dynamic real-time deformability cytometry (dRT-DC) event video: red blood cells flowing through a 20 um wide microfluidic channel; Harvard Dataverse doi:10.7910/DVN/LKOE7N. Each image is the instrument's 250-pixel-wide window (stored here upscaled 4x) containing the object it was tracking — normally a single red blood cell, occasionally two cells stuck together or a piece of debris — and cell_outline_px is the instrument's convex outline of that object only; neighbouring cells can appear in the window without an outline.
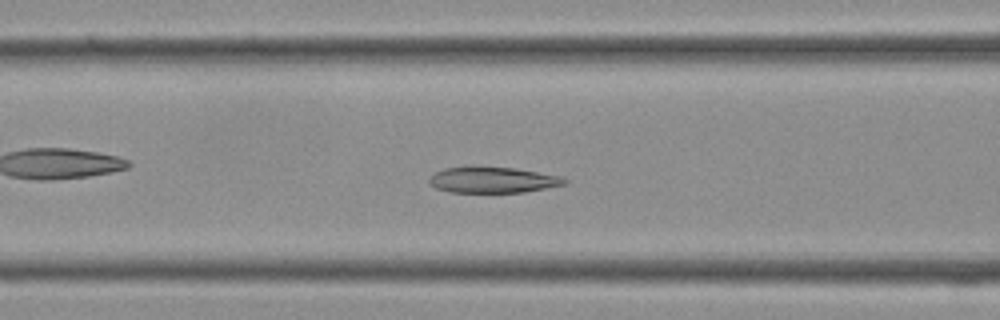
{"species": "Egyptian fruit bat (a non-hibernating species)", "species_latin": "Rousettus aegyptiacus", "temperature_condition": "cold", "stored_images_in_passage": 12, "camera_frame_rate_fps": 3000, "um_per_image_px": 0.085, "frame": {"image": 1, "passage_image": 10, "time_ms": 3.0, "image_size_px": [1000, 320], "cell_outline_px": [[568, 184], [524, 192], [448, 192], [436, 188], [428, 184], [428, 180], [436, 172], [444, 168], [516, 168], [564, 176], [568, 180]], "centroid_in_image_um": [41.96, 15.31], "position_along_channel_um": 124.6, "area_um2": 20.23}}